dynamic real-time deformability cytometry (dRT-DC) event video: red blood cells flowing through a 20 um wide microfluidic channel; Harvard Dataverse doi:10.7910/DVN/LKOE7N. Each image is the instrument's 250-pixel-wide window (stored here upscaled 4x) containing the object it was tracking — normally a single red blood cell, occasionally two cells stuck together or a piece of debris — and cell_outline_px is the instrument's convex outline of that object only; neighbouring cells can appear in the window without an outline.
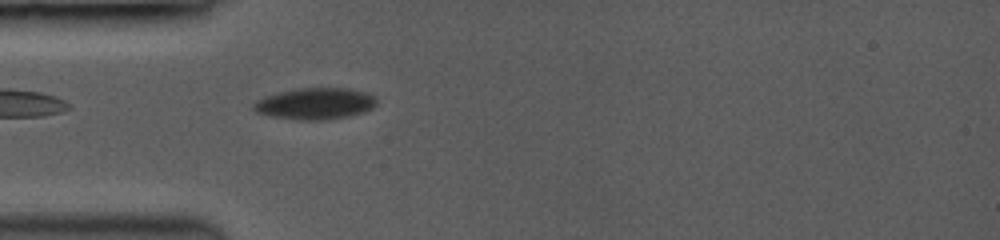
{"species": "common noctule bat (a hibernating species)", "species_latin": "Nyctalus noctula", "temperature_condition": "room temperature", "stored_images_in_passage": 40, "camera_frame_rate_fps": 3500, "um_per_image_px": 0.085, "animal": {"sex": "female", "body_mass_g": 19.0, "forearm_length_mm": 53.3}, "frame": {"image": 1, "passage_image": 2, "time_ms": 0.286, "image_size_px": [1000, 240], "cell_outline_px": [[376, 104], [372, 108], [348, 116], [320, 120], [300, 120], [276, 116], [260, 112], [252, 108], [252, 104], [264, 96], [304, 88], [348, 88], [372, 96], [376, 100]], "centroid_in_image_um": [26.79, 8.81], "position_along_channel_um": 58.2, "area_um2": 21.68}}
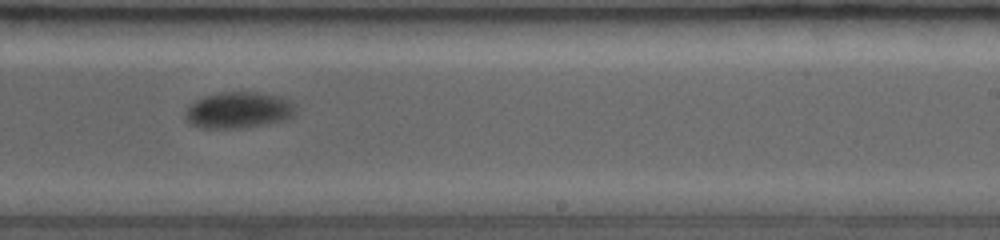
{"frame": {"image": 2, "passage_image": 21, "time_ms": 5.714, "image_size_px": [1000, 240], "cell_outline_px": [[292, 116], [284, 120], [244, 128], [200, 128], [192, 124], [188, 120], [188, 108], [192, 104], [208, 96], [228, 92], [248, 92], [272, 96], [284, 100], [292, 108]], "centroid_in_image_um": [20.22, 9.4], "position_along_channel_um": 268.8, "area_um2": 21.85}}
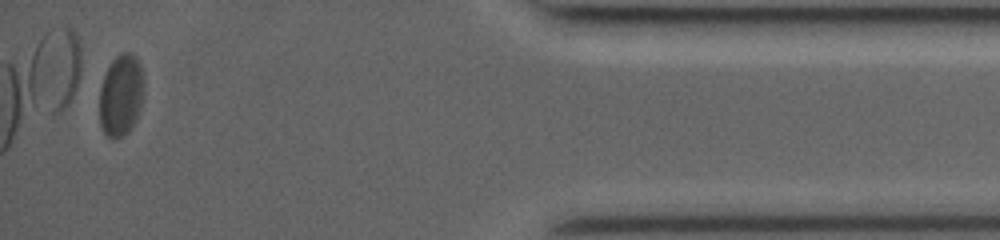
{"frame": {"image": 3, "passage_image": 39, "time_ms": 10.857, "image_size_px": [1000, 240], "cell_outline_px": [[144, 92], [140, 108], [136, 120], [132, 128], [128, 132], [112, 140], [104, 132], [100, 124], [100, 88], [104, 76], [112, 60], [120, 52], [128, 52], [136, 56], [144, 72]], "centroid_in_image_um": [10.31, 8.07], "position_along_channel_um": 424.9, "area_um2": 21.44}}